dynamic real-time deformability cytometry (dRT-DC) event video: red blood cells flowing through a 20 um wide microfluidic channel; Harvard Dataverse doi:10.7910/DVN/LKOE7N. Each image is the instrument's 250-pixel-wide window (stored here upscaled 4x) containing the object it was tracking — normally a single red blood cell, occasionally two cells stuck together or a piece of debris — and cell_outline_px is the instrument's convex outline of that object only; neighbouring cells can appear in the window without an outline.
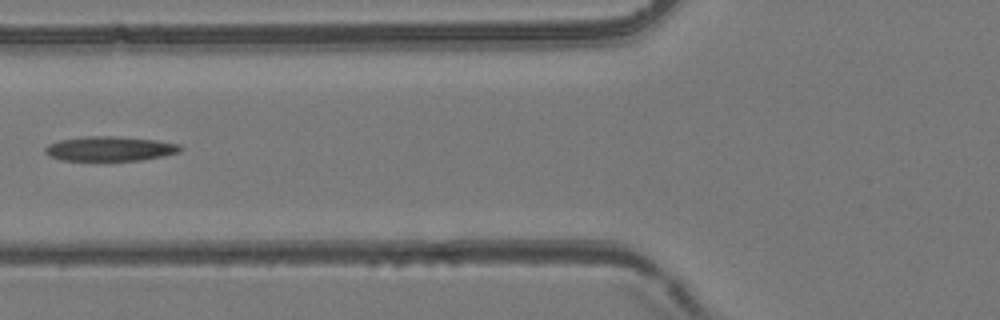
{"species": "common noctule bat (a hibernating species)", "species_latin": "Nyctalus noctula", "temperature_condition": "room temperature", "stored_images_in_passage": 4, "camera_frame_rate_fps": 3000, "um_per_image_px": 0.085, "animal": {"sex": "female", "body_mass_g": 24.6, "forearm_length_mm": 56.2}, "frame": {"image": 1, "passage_image": 4, "time_ms": 1.0, "image_size_px": [1000, 320], "cell_outline_px": [[184, 148], [180, 152], [164, 156], [140, 160], [60, 160], [48, 156], [44, 152], [44, 148], [48, 144], [60, 140], [84, 136], [116, 136], [156, 140], [180, 144]], "centroid_in_image_um": [9.35, 12.63], "position_along_channel_um": 116.5, "area_um2": 19.54}}